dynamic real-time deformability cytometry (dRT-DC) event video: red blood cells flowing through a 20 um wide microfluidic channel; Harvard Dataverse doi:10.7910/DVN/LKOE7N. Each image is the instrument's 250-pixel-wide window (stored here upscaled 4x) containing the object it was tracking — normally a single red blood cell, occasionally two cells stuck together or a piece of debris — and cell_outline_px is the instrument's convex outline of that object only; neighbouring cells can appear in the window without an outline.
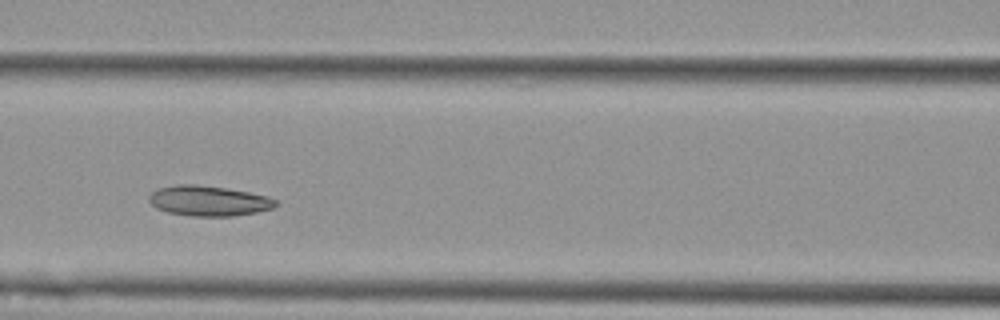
{"species": "Egyptian fruit bat (a non-hibernating species)", "species_latin": "Rousettus aegyptiacus", "temperature_condition": "cold", "stored_images_in_passage": 7, "camera_frame_rate_fps": 3000, "um_per_image_px": 0.085, "animal": {"sex": "female"}, "frame": {"image": 1, "passage_image": 5, "time_ms": 4.667, "image_size_px": [1000, 320], "cell_outline_px": [[280, 204], [272, 208], [256, 212], [232, 216], [192, 216], [168, 212], [156, 208], [148, 200], [148, 196], [156, 188], [176, 184], [196, 184], [224, 188], [248, 192], [268, 196], [280, 200]], "centroid_in_image_um": [17.75, 17.06], "position_along_channel_um": 148.9, "area_um2": 22.48}}
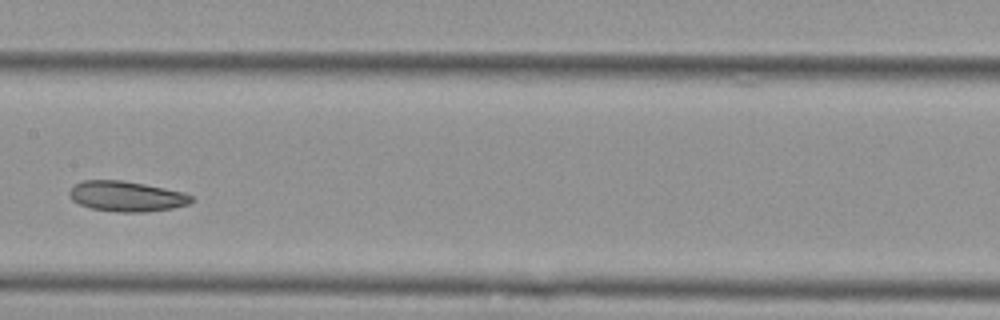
{"frame": {"image": 2, "passage_image": 6, "time_ms": 6.0, "image_size_px": [1000, 320], "cell_outline_px": [[192, 200], [188, 204], [172, 208], [144, 212], [116, 212], [92, 208], [80, 204], [72, 200], [68, 196], [68, 192], [76, 184], [84, 180], [124, 180], [184, 192], [192, 196]], "centroid_in_image_um": [10.74, 16.68], "position_along_channel_um": 196.7, "area_um2": 21.44}}
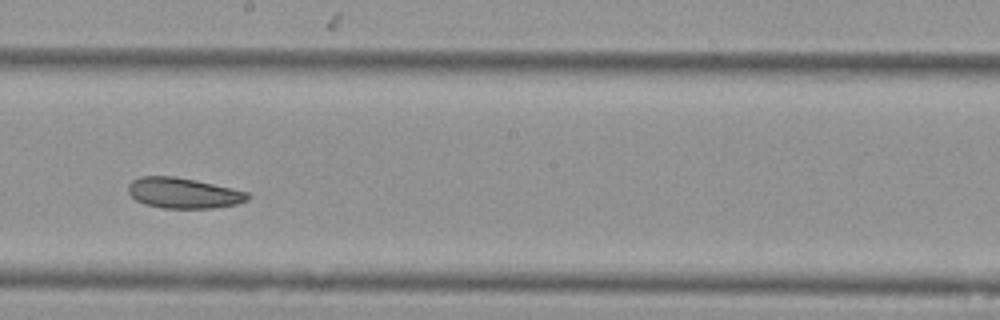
{"frame": {"image": 3, "passage_image": 7, "time_ms": 7.0, "image_size_px": [1000, 320], "cell_outline_px": [[248, 200], [236, 204], [216, 208], [160, 208], [144, 204], [136, 200], [128, 192], [128, 184], [132, 180], [140, 176], [176, 176], [196, 180], [232, 188], [248, 192]], "centroid_in_image_um": [15.56, 16.4], "position_along_channel_um": 232.6, "area_um2": 21.39}}